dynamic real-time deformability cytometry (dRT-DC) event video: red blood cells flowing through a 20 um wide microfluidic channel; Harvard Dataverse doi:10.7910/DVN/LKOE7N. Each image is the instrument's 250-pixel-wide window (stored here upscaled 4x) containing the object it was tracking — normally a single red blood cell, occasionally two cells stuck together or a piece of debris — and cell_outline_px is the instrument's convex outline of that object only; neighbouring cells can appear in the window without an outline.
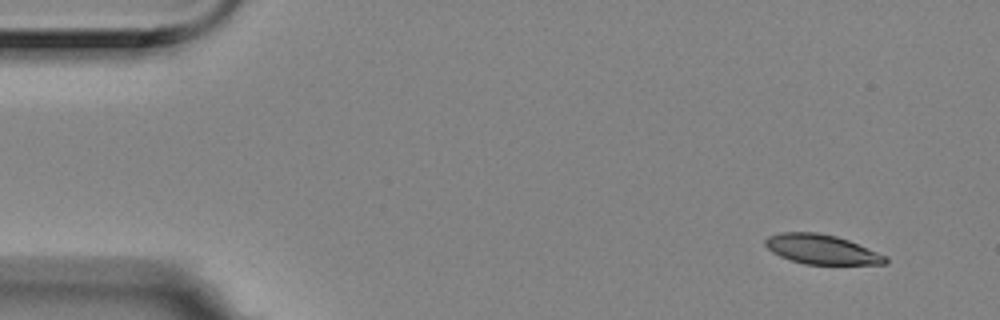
{"species": "Egyptian fruit bat (a non-hibernating species)", "species_latin": "Rousettus aegyptiacus", "temperature_condition": "room temperature", "stored_images_in_passage": 4, "camera_frame_rate_fps": 3000, "um_per_image_px": 0.085, "animal": {"sex": "female"}, "frame": {"image": 1, "passage_image": 1, "time_ms": 0.0, "image_size_px": [1000, 320], "cell_outline_px": [[888, 264], [804, 264], [780, 256], [772, 252], [764, 244], [764, 240], [768, 236], [780, 232], [816, 232], [836, 236], [848, 240], [888, 256]], "centroid_in_image_um": [69.84, 21.19], "position_along_channel_um": 15.2, "area_um2": 20.69}}